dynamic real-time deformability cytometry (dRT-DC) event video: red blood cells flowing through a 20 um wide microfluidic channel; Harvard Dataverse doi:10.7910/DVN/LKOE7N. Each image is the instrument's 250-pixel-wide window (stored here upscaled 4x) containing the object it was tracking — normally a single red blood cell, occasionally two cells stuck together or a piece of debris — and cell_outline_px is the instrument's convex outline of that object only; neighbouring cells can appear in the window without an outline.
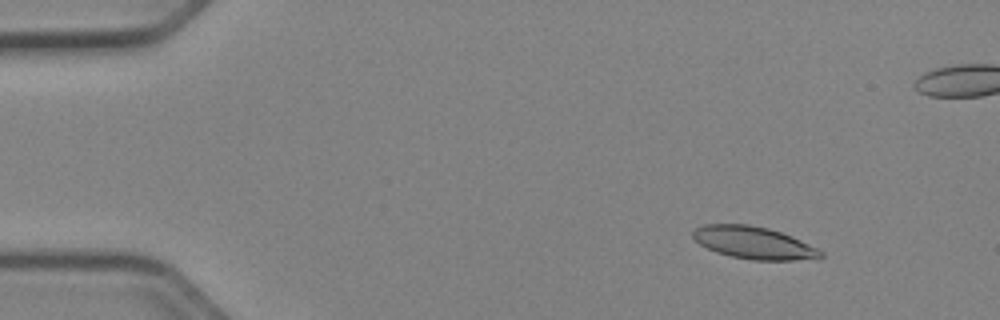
{"species": "Egyptian fruit bat (a non-hibernating species)", "species_latin": "Rousettus aegyptiacus", "temperature_condition": "cold", "stored_images_in_passage": 53, "camera_frame_rate_fps": 3000, "um_per_image_px": 0.085, "animal": {"sex": "female"}, "frame": {"image": 1, "passage_image": 7, "time_ms": 2.0, "image_size_px": [1000, 320], "cell_outline_px": [[824, 256], [792, 260], [752, 260], [732, 256], [716, 252], [700, 244], [692, 236], [692, 232], [696, 228], [704, 224], [748, 224], [768, 228], [792, 236], [824, 252]], "centroid_in_image_um": [64.03, 20.62], "position_along_channel_um": 21.0, "area_um2": 23.76}}
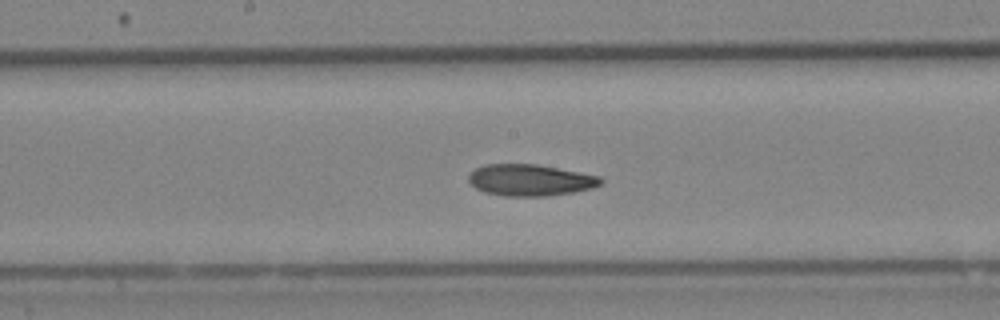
{"frame": {"image": 2, "passage_image": 28, "time_ms": 9.0, "image_size_px": [1000, 320], "cell_outline_px": [[604, 180], [600, 184], [592, 188], [572, 192], [548, 196], [504, 196], [484, 192], [476, 188], [468, 180], [468, 176], [476, 168], [484, 164], [536, 164], [600, 176]], "centroid_in_image_um": [45.06, 15.31], "position_along_channel_um": 203.1, "area_um2": 24.16}}
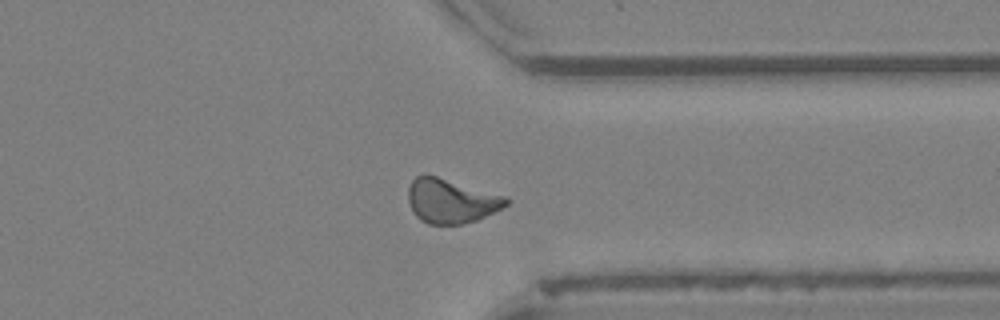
{"frame": {"image": 3, "passage_image": 41, "time_ms": 13.333, "image_size_px": [1000, 320], "cell_outline_px": [[508, 204], [476, 220], [460, 224], [428, 224], [420, 220], [416, 216], [408, 200], [408, 188], [412, 180], [416, 176], [436, 176], [508, 196]], "centroid_in_image_um": [38.34, 17.08], "position_along_channel_um": 373.1, "area_um2": 24.97}, "authors_computed_cell_mechanics": {"area_um2": 24.1604, "velocity_mm_per_s": 3.94, "shape_relaxation_time_tau1_ms": 7.1126, "shape_relaxation_time_tau2_ms": 3.7162, "deformation_change_tau1": 0.1549, "deformation_change_tau2": 0.1074}}